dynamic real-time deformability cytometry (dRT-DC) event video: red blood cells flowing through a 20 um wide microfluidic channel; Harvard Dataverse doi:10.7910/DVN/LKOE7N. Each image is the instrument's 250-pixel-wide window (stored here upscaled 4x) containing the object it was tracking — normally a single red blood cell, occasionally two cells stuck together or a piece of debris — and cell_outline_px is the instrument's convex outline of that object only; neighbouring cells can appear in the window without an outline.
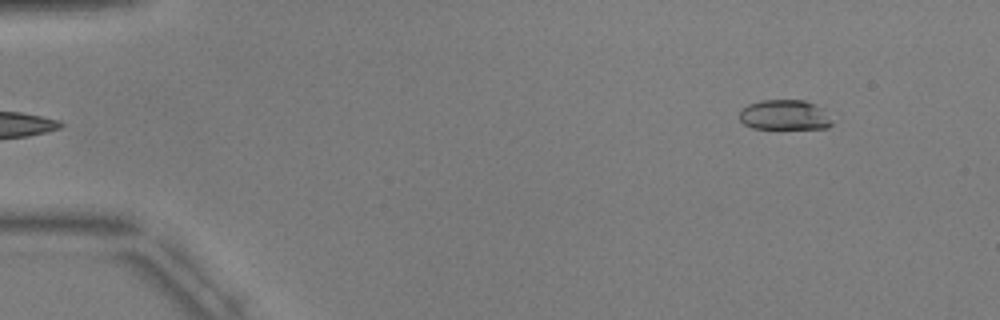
{"species": "common noctule bat (a hibernating species)", "species_latin": "Nyctalus noctula", "temperature_condition": "warm", "stored_images_in_passage": 6, "segment_of_instrument_passage": [2, 2], "camera_frame_rate_fps": 3000, "um_per_image_px": 0.085, "animal": {"sex": "male", "body_mass_g": 17.9, "forearm_length_mm": 54.2}, "frame": {"image": 1, "passage_image": 6, "time_ms": 5.667, "image_size_px": [1000, 320], "cell_outline_px": [[832, 124], [828, 128], [752, 128], [744, 124], [740, 120], [740, 112], [748, 104], [760, 100], [804, 100], [816, 104], [832, 120]], "centroid_in_image_um": [66.68, 9.77], "position_along_channel_um": 18.3, "area_um2": 16.07}}